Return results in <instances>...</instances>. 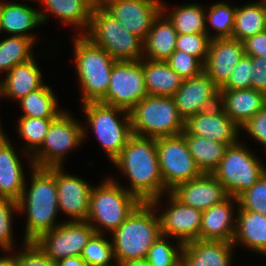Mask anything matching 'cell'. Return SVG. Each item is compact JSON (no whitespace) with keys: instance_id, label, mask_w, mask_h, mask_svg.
Here are the masks:
<instances>
[{"instance_id":"obj_1","label":"cell","mask_w":266,"mask_h":266,"mask_svg":"<svg viewBox=\"0 0 266 266\" xmlns=\"http://www.w3.org/2000/svg\"><path fill=\"white\" fill-rule=\"evenodd\" d=\"M130 181V189L140 202H151L155 209L165 191L158 161L156 139L132 135L112 161Z\"/></svg>"},{"instance_id":"obj_2","label":"cell","mask_w":266,"mask_h":266,"mask_svg":"<svg viewBox=\"0 0 266 266\" xmlns=\"http://www.w3.org/2000/svg\"><path fill=\"white\" fill-rule=\"evenodd\" d=\"M31 169L30 188L27 190L25 184L21 198L17 201L18 211L27 212L24 242H34L40 235L59 225L55 223L59 212L56 167L34 166Z\"/></svg>"},{"instance_id":"obj_3","label":"cell","mask_w":266,"mask_h":266,"mask_svg":"<svg viewBox=\"0 0 266 266\" xmlns=\"http://www.w3.org/2000/svg\"><path fill=\"white\" fill-rule=\"evenodd\" d=\"M154 208L151 202H140L112 233L115 262L146 258L153 243L162 235Z\"/></svg>"},{"instance_id":"obj_4","label":"cell","mask_w":266,"mask_h":266,"mask_svg":"<svg viewBox=\"0 0 266 266\" xmlns=\"http://www.w3.org/2000/svg\"><path fill=\"white\" fill-rule=\"evenodd\" d=\"M87 31L81 34L104 49L115 61H138L143 58V40L130 33L98 2L93 7Z\"/></svg>"},{"instance_id":"obj_5","label":"cell","mask_w":266,"mask_h":266,"mask_svg":"<svg viewBox=\"0 0 266 266\" xmlns=\"http://www.w3.org/2000/svg\"><path fill=\"white\" fill-rule=\"evenodd\" d=\"M78 36L74 39L73 49L82 90V104L100 102L106 96L111 70L116 61L83 34Z\"/></svg>"},{"instance_id":"obj_6","label":"cell","mask_w":266,"mask_h":266,"mask_svg":"<svg viewBox=\"0 0 266 266\" xmlns=\"http://www.w3.org/2000/svg\"><path fill=\"white\" fill-rule=\"evenodd\" d=\"M129 115L133 135L156 139L180 135L185 129L173 97L147 95Z\"/></svg>"},{"instance_id":"obj_7","label":"cell","mask_w":266,"mask_h":266,"mask_svg":"<svg viewBox=\"0 0 266 266\" xmlns=\"http://www.w3.org/2000/svg\"><path fill=\"white\" fill-rule=\"evenodd\" d=\"M140 201L113 179H106L97 187H92L87 222L95 233L106 229L111 234L125 221ZM97 223L98 225H95Z\"/></svg>"},{"instance_id":"obj_8","label":"cell","mask_w":266,"mask_h":266,"mask_svg":"<svg viewBox=\"0 0 266 266\" xmlns=\"http://www.w3.org/2000/svg\"><path fill=\"white\" fill-rule=\"evenodd\" d=\"M88 123L103 150L113 161L133 135L129 112L102 102L82 104ZM123 113V120L117 117Z\"/></svg>"},{"instance_id":"obj_9","label":"cell","mask_w":266,"mask_h":266,"mask_svg":"<svg viewBox=\"0 0 266 266\" xmlns=\"http://www.w3.org/2000/svg\"><path fill=\"white\" fill-rule=\"evenodd\" d=\"M241 142L230 145L212 175L231 197H238L255 184L266 171L264 164Z\"/></svg>"},{"instance_id":"obj_10","label":"cell","mask_w":266,"mask_h":266,"mask_svg":"<svg viewBox=\"0 0 266 266\" xmlns=\"http://www.w3.org/2000/svg\"><path fill=\"white\" fill-rule=\"evenodd\" d=\"M72 117L62 111L51 122L41 148L30 158V167H62L64 155L86 138L85 128Z\"/></svg>"},{"instance_id":"obj_11","label":"cell","mask_w":266,"mask_h":266,"mask_svg":"<svg viewBox=\"0 0 266 266\" xmlns=\"http://www.w3.org/2000/svg\"><path fill=\"white\" fill-rule=\"evenodd\" d=\"M156 146L160 171L167 192L180 183L202 175L183 134L156 138Z\"/></svg>"},{"instance_id":"obj_12","label":"cell","mask_w":266,"mask_h":266,"mask_svg":"<svg viewBox=\"0 0 266 266\" xmlns=\"http://www.w3.org/2000/svg\"><path fill=\"white\" fill-rule=\"evenodd\" d=\"M147 95L142 59L116 61L111 70L106 96L100 102L129 112Z\"/></svg>"},{"instance_id":"obj_13","label":"cell","mask_w":266,"mask_h":266,"mask_svg":"<svg viewBox=\"0 0 266 266\" xmlns=\"http://www.w3.org/2000/svg\"><path fill=\"white\" fill-rule=\"evenodd\" d=\"M94 233L89 222L70 220L43 233L34 243L47 257L56 262L66 257L81 256L83 248Z\"/></svg>"},{"instance_id":"obj_14","label":"cell","mask_w":266,"mask_h":266,"mask_svg":"<svg viewBox=\"0 0 266 266\" xmlns=\"http://www.w3.org/2000/svg\"><path fill=\"white\" fill-rule=\"evenodd\" d=\"M98 3L143 41L162 12L160 0H98Z\"/></svg>"},{"instance_id":"obj_15","label":"cell","mask_w":266,"mask_h":266,"mask_svg":"<svg viewBox=\"0 0 266 266\" xmlns=\"http://www.w3.org/2000/svg\"><path fill=\"white\" fill-rule=\"evenodd\" d=\"M219 92L220 89L203 71L195 77L183 79L172 97L180 116L186 121L199 112L217 107Z\"/></svg>"},{"instance_id":"obj_16","label":"cell","mask_w":266,"mask_h":266,"mask_svg":"<svg viewBox=\"0 0 266 266\" xmlns=\"http://www.w3.org/2000/svg\"><path fill=\"white\" fill-rule=\"evenodd\" d=\"M167 194L170 206L159 215L161 234L177 237L183 244L199 240L202 211L183 204L171 192Z\"/></svg>"},{"instance_id":"obj_17","label":"cell","mask_w":266,"mask_h":266,"mask_svg":"<svg viewBox=\"0 0 266 266\" xmlns=\"http://www.w3.org/2000/svg\"><path fill=\"white\" fill-rule=\"evenodd\" d=\"M239 129L219 105L185 121V130L189 134L227 143L229 146L238 142Z\"/></svg>"},{"instance_id":"obj_18","label":"cell","mask_w":266,"mask_h":266,"mask_svg":"<svg viewBox=\"0 0 266 266\" xmlns=\"http://www.w3.org/2000/svg\"><path fill=\"white\" fill-rule=\"evenodd\" d=\"M62 168L56 167L58 209L72 221H86L92 186L78 176L64 173Z\"/></svg>"},{"instance_id":"obj_19","label":"cell","mask_w":266,"mask_h":266,"mask_svg":"<svg viewBox=\"0 0 266 266\" xmlns=\"http://www.w3.org/2000/svg\"><path fill=\"white\" fill-rule=\"evenodd\" d=\"M243 56V42L233 38L211 39L204 72L221 89Z\"/></svg>"},{"instance_id":"obj_20","label":"cell","mask_w":266,"mask_h":266,"mask_svg":"<svg viewBox=\"0 0 266 266\" xmlns=\"http://www.w3.org/2000/svg\"><path fill=\"white\" fill-rule=\"evenodd\" d=\"M170 192L183 204L202 212L229 197L224 186L212 174H202L180 183Z\"/></svg>"},{"instance_id":"obj_21","label":"cell","mask_w":266,"mask_h":266,"mask_svg":"<svg viewBox=\"0 0 266 266\" xmlns=\"http://www.w3.org/2000/svg\"><path fill=\"white\" fill-rule=\"evenodd\" d=\"M231 201L238 203V198L229 196L223 202L202 212L199 240L233 242L236 232V219L233 220L235 214Z\"/></svg>"},{"instance_id":"obj_22","label":"cell","mask_w":266,"mask_h":266,"mask_svg":"<svg viewBox=\"0 0 266 266\" xmlns=\"http://www.w3.org/2000/svg\"><path fill=\"white\" fill-rule=\"evenodd\" d=\"M232 242L192 240L184 243L181 266H230Z\"/></svg>"},{"instance_id":"obj_23","label":"cell","mask_w":266,"mask_h":266,"mask_svg":"<svg viewBox=\"0 0 266 266\" xmlns=\"http://www.w3.org/2000/svg\"><path fill=\"white\" fill-rule=\"evenodd\" d=\"M265 104L266 95L253 88L219 92V106L240 128Z\"/></svg>"},{"instance_id":"obj_24","label":"cell","mask_w":266,"mask_h":266,"mask_svg":"<svg viewBox=\"0 0 266 266\" xmlns=\"http://www.w3.org/2000/svg\"><path fill=\"white\" fill-rule=\"evenodd\" d=\"M45 12L33 9L28 5L16 2H0V26L1 31L11 33L13 36H23L36 40L33 35L27 33L32 28L45 23L47 20Z\"/></svg>"},{"instance_id":"obj_25","label":"cell","mask_w":266,"mask_h":266,"mask_svg":"<svg viewBox=\"0 0 266 266\" xmlns=\"http://www.w3.org/2000/svg\"><path fill=\"white\" fill-rule=\"evenodd\" d=\"M21 161L6 135L0 139V198L18 201L25 188Z\"/></svg>"},{"instance_id":"obj_26","label":"cell","mask_w":266,"mask_h":266,"mask_svg":"<svg viewBox=\"0 0 266 266\" xmlns=\"http://www.w3.org/2000/svg\"><path fill=\"white\" fill-rule=\"evenodd\" d=\"M165 7V4H162V12L153 21L152 27L143 41V58H147V60L166 61L176 50L178 33L169 19L163 18L165 10L167 11ZM145 55L146 57H144Z\"/></svg>"},{"instance_id":"obj_27","label":"cell","mask_w":266,"mask_h":266,"mask_svg":"<svg viewBox=\"0 0 266 266\" xmlns=\"http://www.w3.org/2000/svg\"><path fill=\"white\" fill-rule=\"evenodd\" d=\"M42 73L35 58L28 62L16 65L2 81L3 97L16 101L26 97L30 92L41 88L43 84Z\"/></svg>"},{"instance_id":"obj_28","label":"cell","mask_w":266,"mask_h":266,"mask_svg":"<svg viewBox=\"0 0 266 266\" xmlns=\"http://www.w3.org/2000/svg\"><path fill=\"white\" fill-rule=\"evenodd\" d=\"M236 232L232 244L241 243L259 254L266 255V216L237 209Z\"/></svg>"},{"instance_id":"obj_29","label":"cell","mask_w":266,"mask_h":266,"mask_svg":"<svg viewBox=\"0 0 266 266\" xmlns=\"http://www.w3.org/2000/svg\"><path fill=\"white\" fill-rule=\"evenodd\" d=\"M142 59L147 94L172 97L181 86L183 78L166 61Z\"/></svg>"},{"instance_id":"obj_30","label":"cell","mask_w":266,"mask_h":266,"mask_svg":"<svg viewBox=\"0 0 266 266\" xmlns=\"http://www.w3.org/2000/svg\"><path fill=\"white\" fill-rule=\"evenodd\" d=\"M182 134L185 136L189 151L202 174H212L220 164L229 145L206 137L191 135L185 129Z\"/></svg>"},{"instance_id":"obj_31","label":"cell","mask_w":266,"mask_h":266,"mask_svg":"<svg viewBox=\"0 0 266 266\" xmlns=\"http://www.w3.org/2000/svg\"><path fill=\"white\" fill-rule=\"evenodd\" d=\"M98 0H43L44 8L60 18L61 22L87 32L91 13Z\"/></svg>"},{"instance_id":"obj_32","label":"cell","mask_w":266,"mask_h":266,"mask_svg":"<svg viewBox=\"0 0 266 266\" xmlns=\"http://www.w3.org/2000/svg\"><path fill=\"white\" fill-rule=\"evenodd\" d=\"M266 30V0L237 7L232 38L243 41Z\"/></svg>"},{"instance_id":"obj_33","label":"cell","mask_w":266,"mask_h":266,"mask_svg":"<svg viewBox=\"0 0 266 266\" xmlns=\"http://www.w3.org/2000/svg\"><path fill=\"white\" fill-rule=\"evenodd\" d=\"M44 85L19 100L24 111L21 117L55 119L62 110H57V99L51 87Z\"/></svg>"},{"instance_id":"obj_34","label":"cell","mask_w":266,"mask_h":266,"mask_svg":"<svg viewBox=\"0 0 266 266\" xmlns=\"http://www.w3.org/2000/svg\"><path fill=\"white\" fill-rule=\"evenodd\" d=\"M206 9L199 4H185L165 17L173 24L178 34L208 33L206 22Z\"/></svg>"},{"instance_id":"obj_35","label":"cell","mask_w":266,"mask_h":266,"mask_svg":"<svg viewBox=\"0 0 266 266\" xmlns=\"http://www.w3.org/2000/svg\"><path fill=\"white\" fill-rule=\"evenodd\" d=\"M34 41L23 36H10L0 41V72L8 73L16 65L34 58Z\"/></svg>"},{"instance_id":"obj_36","label":"cell","mask_w":266,"mask_h":266,"mask_svg":"<svg viewBox=\"0 0 266 266\" xmlns=\"http://www.w3.org/2000/svg\"><path fill=\"white\" fill-rule=\"evenodd\" d=\"M54 119H41L33 117H20L18 123V133L25 140L26 148L23 153L32 157L40 148L51 122ZM33 151V152H32Z\"/></svg>"},{"instance_id":"obj_37","label":"cell","mask_w":266,"mask_h":266,"mask_svg":"<svg viewBox=\"0 0 266 266\" xmlns=\"http://www.w3.org/2000/svg\"><path fill=\"white\" fill-rule=\"evenodd\" d=\"M169 242L165 235L156 239L145 258L150 266H181L184 244L178 242L176 250V247Z\"/></svg>"},{"instance_id":"obj_38","label":"cell","mask_w":266,"mask_h":266,"mask_svg":"<svg viewBox=\"0 0 266 266\" xmlns=\"http://www.w3.org/2000/svg\"><path fill=\"white\" fill-rule=\"evenodd\" d=\"M101 233H94L83 248L81 258L87 266H116L113 265V244Z\"/></svg>"},{"instance_id":"obj_39","label":"cell","mask_w":266,"mask_h":266,"mask_svg":"<svg viewBox=\"0 0 266 266\" xmlns=\"http://www.w3.org/2000/svg\"><path fill=\"white\" fill-rule=\"evenodd\" d=\"M237 7H231L225 2H218L210 6L207 9L206 22L210 23L216 34L212 36L214 38H232V31L235 21ZM208 19V21H207Z\"/></svg>"},{"instance_id":"obj_40","label":"cell","mask_w":266,"mask_h":266,"mask_svg":"<svg viewBox=\"0 0 266 266\" xmlns=\"http://www.w3.org/2000/svg\"><path fill=\"white\" fill-rule=\"evenodd\" d=\"M237 198L238 209L261 213L266 216V171L255 184Z\"/></svg>"},{"instance_id":"obj_41","label":"cell","mask_w":266,"mask_h":266,"mask_svg":"<svg viewBox=\"0 0 266 266\" xmlns=\"http://www.w3.org/2000/svg\"><path fill=\"white\" fill-rule=\"evenodd\" d=\"M211 38L207 33L178 34L176 50L193 55L205 63L209 52Z\"/></svg>"},{"instance_id":"obj_42","label":"cell","mask_w":266,"mask_h":266,"mask_svg":"<svg viewBox=\"0 0 266 266\" xmlns=\"http://www.w3.org/2000/svg\"><path fill=\"white\" fill-rule=\"evenodd\" d=\"M166 62L183 79L195 77L204 71V63L200 59L179 50H175Z\"/></svg>"},{"instance_id":"obj_43","label":"cell","mask_w":266,"mask_h":266,"mask_svg":"<svg viewBox=\"0 0 266 266\" xmlns=\"http://www.w3.org/2000/svg\"><path fill=\"white\" fill-rule=\"evenodd\" d=\"M14 211H18L17 201L10 198H0V248L3 251L13 249L12 219Z\"/></svg>"},{"instance_id":"obj_44","label":"cell","mask_w":266,"mask_h":266,"mask_svg":"<svg viewBox=\"0 0 266 266\" xmlns=\"http://www.w3.org/2000/svg\"><path fill=\"white\" fill-rule=\"evenodd\" d=\"M253 71L252 57L244 54L233 69L229 80L220 90L252 88Z\"/></svg>"},{"instance_id":"obj_45","label":"cell","mask_w":266,"mask_h":266,"mask_svg":"<svg viewBox=\"0 0 266 266\" xmlns=\"http://www.w3.org/2000/svg\"><path fill=\"white\" fill-rule=\"evenodd\" d=\"M23 251L13 255V266H55L34 242H24Z\"/></svg>"},{"instance_id":"obj_46","label":"cell","mask_w":266,"mask_h":266,"mask_svg":"<svg viewBox=\"0 0 266 266\" xmlns=\"http://www.w3.org/2000/svg\"><path fill=\"white\" fill-rule=\"evenodd\" d=\"M255 141L266 147V104L252 118L241 126Z\"/></svg>"},{"instance_id":"obj_47","label":"cell","mask_w":266,"mask_h":266,"mask_svg":"<svg viewBox=\"0 0 266 266\" xmlns=\"http://www.w3.org/2000/svg\"><path fill=\"white\" fill-rule=\"evenodd\" d=\"M242 42L245 55L250 57H266V30L248 37Z\"/></svg>"},{"instance_id":"obj_48","label":"cell","mask_w":266,"mask_h":266,"mask_svg":"<svg viewBox=\"0 0 266 266\" xmlns=\"http://www.w3.org/2000/svg\"><path fill=\"white\" fill-rule=\"evenodd\" d=\"M252 88L266 95V57H252Z\"/></svg>"},{"instance_id":"obj_49","label":"cell","mask_w":266,"mask_h":266,"mask_svg":"<svg viewBox=\"0 0 266 266\" xmlns=\"http://www.w3.org/2000/svg\"><path fill=\"white\" fill-rule=\"evenodd\" d=\"M55 266H87V264L81 256H71L57 260Z\"/></svg>"},{"instance_id":"obj_50","label":"cell","mask_w":266,"mask_h":266,"mask_svg":"<svg viewBox=\"0 0 266 266\" xmlns=\"http://www.w3.org/2000/svg\"><path fill=\"white\" fill-rule=\"evenodd\" d=\"M116 266H150L146 259H130L121 262H115Z\"/></svg>"},{"instance_id":"obj_51","label":"cell","mask_w":266,"mask_h":266,"mask_svg":"<svg viewBox=\"0 0 266 266\" xmlns=\"http://www.w3.org/2000/svg\"><path fill=\"white\" fill-rule=\"evenodd\" d=\"M0 266H13V255L0 257Z\"/></svg>"},{"instance_id":"obj_52","label":"cell","mask_w":266,"mask_h":266,"mask_svg":"<svg viewBox=\"0 0 266 266\" xmlns=\"http://www.w3.org/2000/svg\"><path fill=\"white\" fill-rule=\"evenodd\" d=\"M3 96L2 81L0 80V98ZM1 128V126H0Z\"/></svg>"},{"instance_id":"obj_53","label":"cell","mask_w":266,"mask_h":266,"mask_svg":"<svg viewBox=\"0 0 266 266\" xmlns=\"http://www.w3.org/2000/svg\"><path fill=\"white\" fill-rule=\"evenodd\" d=\"M1 129L2 128H0V139L5 135L4 132Z\"/></svg>"}]
</instances>
